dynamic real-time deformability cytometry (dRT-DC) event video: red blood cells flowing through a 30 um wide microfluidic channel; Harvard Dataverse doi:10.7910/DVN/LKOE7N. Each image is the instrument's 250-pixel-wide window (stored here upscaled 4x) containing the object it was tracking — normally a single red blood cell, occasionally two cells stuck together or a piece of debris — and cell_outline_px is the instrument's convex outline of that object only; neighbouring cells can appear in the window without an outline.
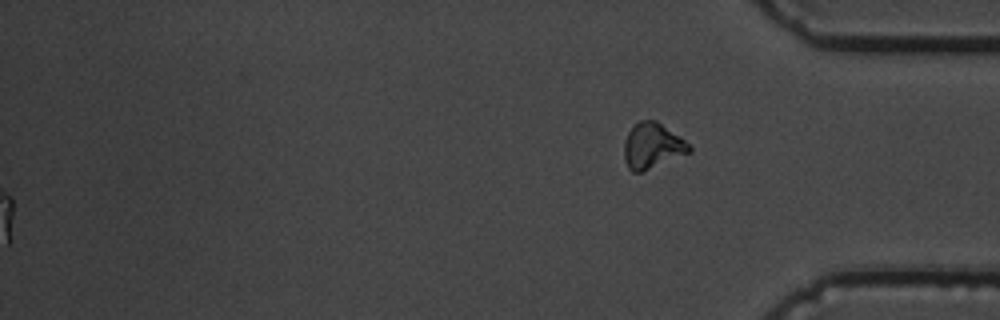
{"species": "common noctule bat (a hibernating species)", "species_latin": "Nyctalus noctula", "temperature_condition": "cold", "stored_images_in_passage": 58, "segment_of_instrument_passage": [2, 2], "camera_frame_rate_fps": 3000, "um_per_image_px": 0.085, "animal": {"sex": "male", "body_mass_g": 19.5, "forearm_length_mm": 54.6}, "frame": {"image": 1, "passage_image": 58, "time_ms": 19.0, "image_size_px": [1000, 320], "cell_outline_px": [[692, 152], [640, 172], [632, 172], [628, 168], [624, 160], [624, 140], [628, 132], [640, 120], [656, 120], [680, 136], [692, 148]], "centroid_in_image_um": [55.44, 12.4], "position_along_channel_um": 379.8, "area_um2": 17.22}}